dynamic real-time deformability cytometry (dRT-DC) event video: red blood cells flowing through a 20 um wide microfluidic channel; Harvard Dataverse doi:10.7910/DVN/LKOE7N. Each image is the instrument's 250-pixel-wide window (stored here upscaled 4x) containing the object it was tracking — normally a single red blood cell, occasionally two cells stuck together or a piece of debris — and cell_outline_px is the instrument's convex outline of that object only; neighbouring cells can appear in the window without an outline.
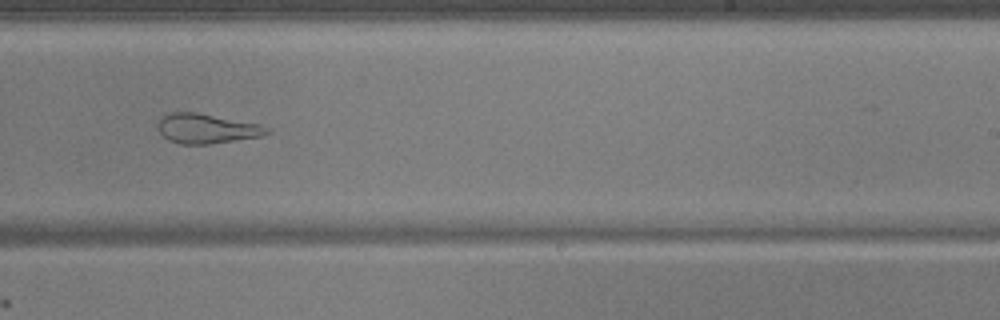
{"species": "common noctule bat (a hibernating species)", "species_latin": "Nyctalus noctula", "temperature_condition": "warm", "stored_images_in_passage": 40, "camera_frame_rate_fps": 3000, "um_per_image_px": 0.085, "animal": {"sex": "male", "body_mass_g": 17.9, "forearm_length_mm": 54.2}, "frame": {"image": 1, "passage_image": 20, "time_ms": 6.333, "image_size_px": [1000, 320], "cell_outline_px": [[272, 132], [260, 136], [208, 144], [180, 144], [168, 140], [160, 132], [156, 124], [160, 116], [168, 112], [196, 112], [260, 124], [272, 128]], "centroid_in_image_um": [17.54, 10.91], "position_along_channel_um": 271.5, "area_um2": 19.02}}
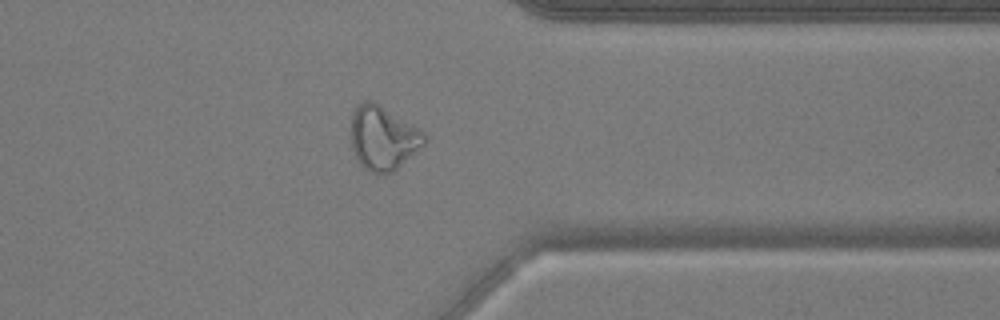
{"frame": {"image": 2, "passage_image": 29, "time_ms": 9.333, "image_size_px": [1000, 320], "cell_outline_px": [[428, 136], [424, 144], [392, 172], [384, 176], [368, 172], [360, 164], [352, 148], [352, 112], [356, 104], [364, 100], [372, 100], [424, 132]], "centroid_in_image_um": [32.53, 11.74], "position_along_channel_um": 378.9, "area_um2": 27.22}}
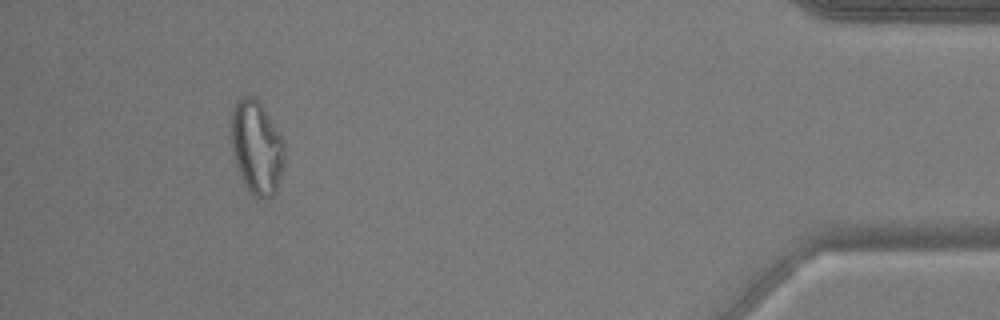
{"frame": {"image": 3, "passage_image": 36, "time_ms": 11.667, "image_size_px": [1000, 320], "cell_outline_px": [[284, 164], [276, 188], [272, 196], [264, 200], [260, 200], [252, 196], [244, 184], [236, 164], [232, 152], [232, 108], [236, 100], [240, 96], [256, 96], [280, 132], [284, 140]], "centroid_in_image_um": [21.82, 12.51], "position_along_channel_um": 413.4, "area_um2": 29.36}, "authors_computed_cell_mechanics": {"area_um2": 22.6287, "velocity_mm_per_s": 3.7494, "shape_relaxation_time_tau1_ms": null, "shape_relaxation_time_tau2_ms": 1.8405, "deformation_change_tau1": null, "deformation_change_tau2": 0.1087}}